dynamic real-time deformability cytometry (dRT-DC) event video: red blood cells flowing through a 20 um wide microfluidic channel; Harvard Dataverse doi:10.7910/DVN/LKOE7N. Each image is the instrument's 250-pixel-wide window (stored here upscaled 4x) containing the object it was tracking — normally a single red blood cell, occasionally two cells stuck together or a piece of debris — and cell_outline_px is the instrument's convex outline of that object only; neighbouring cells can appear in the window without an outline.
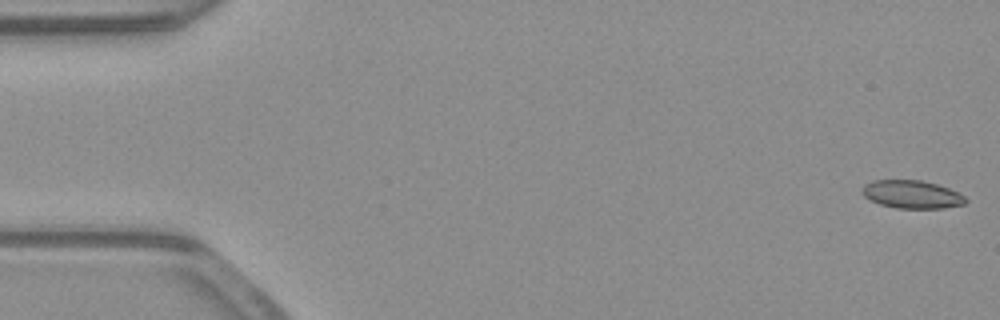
{"species": "common noctule bat (a hibernating species)", "species_latin": "Nyctalus noctula", "temperature_condition": "warm", "stored_images_in_passage": 53, "camera_frame_rate_fps": 3000, "um_per_image_px": 0.085, "animal": {"sex": "male", "body_mass_g": 23.1, "forearm_length_mm": 52.7}, "frame": {"image": 1, "passage_image": 1, "time_ms": 0.0, "image_size_px": [1000, 320], "cell_outline_px": [[968, 200], [964, 204], [944, 208], [896, 208], [880, 204], [864, 196], [860, 192], [864, 184], [872, 180], [920, 180], [936, 184], [948, 188], [964, 196]], "centroid_in_image_um": [77.48, 16.52], "position_along_channel_um": 7.5, "area_um2": 16.82}}
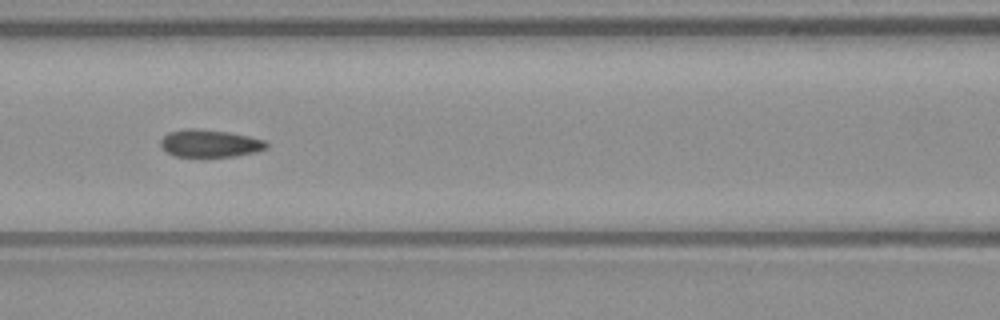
{"frame": {"image": 2, "passage_image": 23, "time_ms": 7.333, "image_size_px": [1000, 320], "cell_outline_px": [[268, 148], [256, 152], [236, 156], [176, 156], [168, 152], [160, 144], [160, 140], [168, 132], [184, 128], [196, 128], [228, 132], [248, 136], [264, 140], [268, 144]], "centroid_in_image_um": [17.85, 12.17], "position_along_channel_um": 148.8, "area_um2": 16.88}}
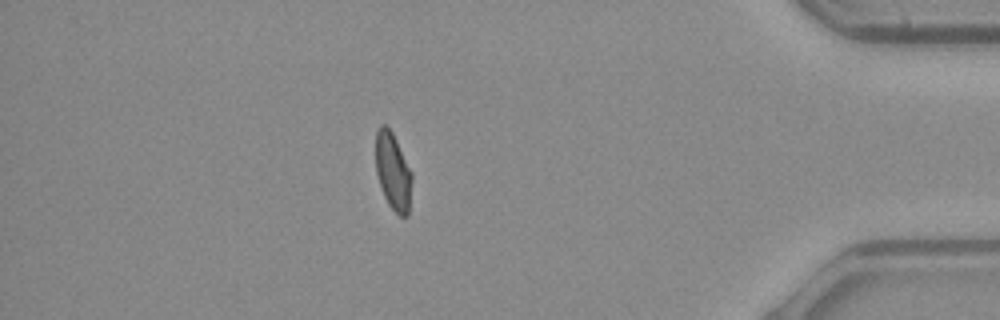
{"frame": {"image": 3, "passage_image": 46, "time_ms": 15.0, "image_size_px": [1000, 320], "cell_outline_px": [[412, 180], [408, 216], [400, 216], [388, 204], [384, 196], [376, 172], [376, 132], [380, 124], [384, 124], [392, 132], [412, 172]], "centroid_in_image_um": [33.41, 14.57], "position_along_channel_um": 401.8, "area_um2": 16.18}, "authors_computed_cell_mechanics": {"area_um2": 17.2822, "velocity_mm_per_s": 3.9068, "shape_relaxation_time_tau1_ms": null, "shape_relaxation_time_tau2_ms": 1.1961, "deformation_change_tau1": null, "deformation_change_tau2": 0.0454}}